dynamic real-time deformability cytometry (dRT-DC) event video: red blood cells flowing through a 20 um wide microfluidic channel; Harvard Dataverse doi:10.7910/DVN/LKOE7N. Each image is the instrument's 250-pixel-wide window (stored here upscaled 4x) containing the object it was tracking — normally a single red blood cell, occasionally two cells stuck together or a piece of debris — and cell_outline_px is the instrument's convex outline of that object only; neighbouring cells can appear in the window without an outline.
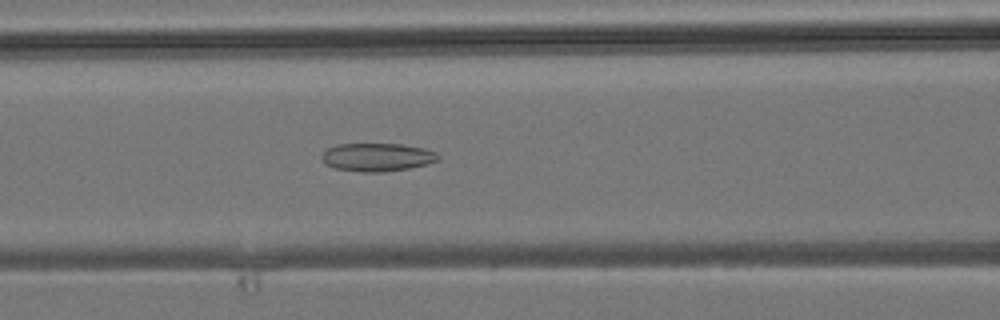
{"species": "common noctule bat (a hibernating species)", "species_latin": "Nyctalus noctula", "temperature_condition": "room temperature", "stored_images_in_passage": 43, "camera_frame_rate_fps": 3000, "um_per_image_px": 0.085, "animal": {"sex": "male", "body_mass_g": 19.2, "forearm_length_mm": 51.8}, "frame": {"image": 1, "passage_image": 18, "time_ms": 5.667, "image_size_px": [1000, 320], "cell_outline_px": [[440, 160], [428, 164], [408, 168], [384, 172], [360, 172], [336, 168], [328, 164], [320, 156], [328, 148], [336, 144], [400, 144], [424, 148], [436, 152], [440, 156]], "centroid_in_image_um": [32.11, 13.36], "position_along_channel_um": 134.5, "area_um2": 19.07}}
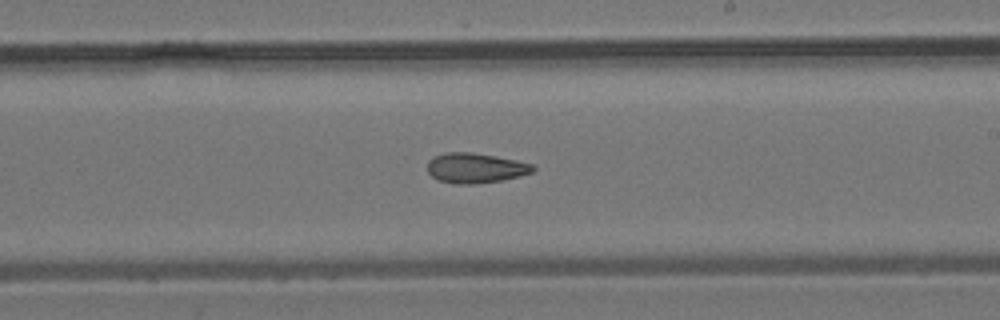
{"frame": {"image": 2, "passage_image": 25, "time_ms": 8.0, "image_size_px": [1000, 320], "cell_outline_px": [[536, 168], [532, 172], [520, 176], [504, 180], [472, 184], [452, 184], [440, 180], [432, 176], [428, 172], [428, 160], [432, 156], [444, 152], [472, 152], [516, 160], [532, 164]], "centroid_in_image_um": [40.39, 14.28], "position_along_channel_um": 248.6, "area_um2": 18.55}}
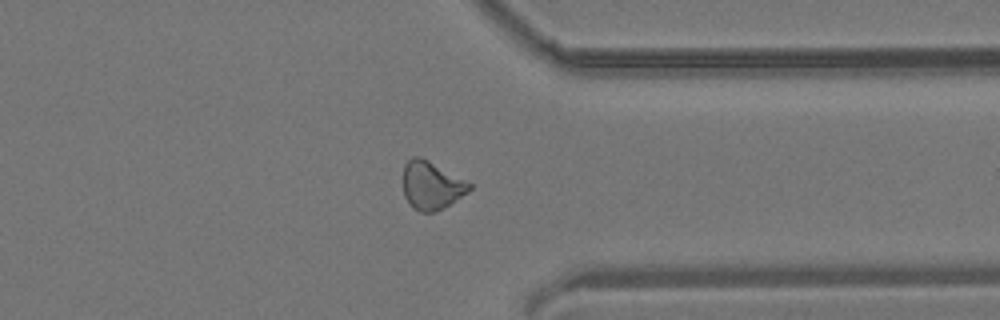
{"frame": {"image": 3, "passage_image": 33, "time_ms": 10.667, "image_size_px": [1000, 320], "cell_outline_px": [[472, 188], [468, 192], [448, 204], [432, 212], [420, 212], [412, 208], [404, 196], [404, 164], [412, 156], [420, 156], [428, 160], [472, 184]], "centroid_in_image_um": [36.65, 15.75], "position_along_channel_um": 374.8, "area_um2": 18.26}}